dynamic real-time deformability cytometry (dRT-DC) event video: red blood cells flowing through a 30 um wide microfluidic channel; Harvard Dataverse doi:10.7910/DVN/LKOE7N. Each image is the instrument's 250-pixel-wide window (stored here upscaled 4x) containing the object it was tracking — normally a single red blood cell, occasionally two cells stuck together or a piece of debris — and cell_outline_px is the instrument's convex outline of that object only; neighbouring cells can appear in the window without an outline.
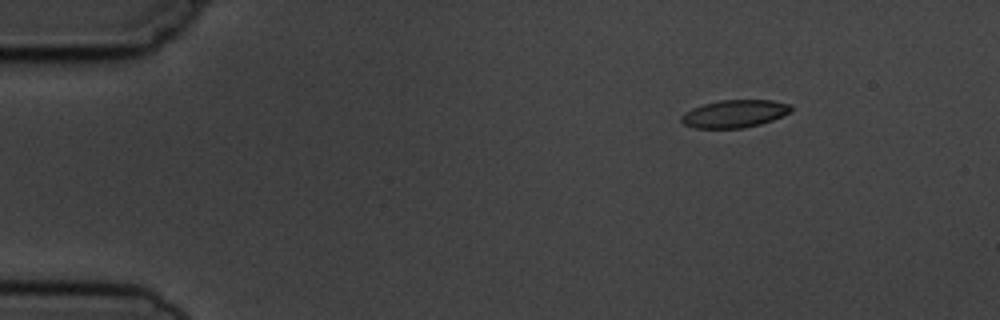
{"species": "common noctule bat (a hibernating species)", "species_latin": "Nyctalus noctula", "temperature_condition": "cold", "stored_images_in_passage": 5, "camera_frame_rate_fps": 3000, "um_per_image_px": 0.085, "animal": {"sex": "male", "body_mass_g": 19.5, "forearm_length_mm": 54.6}, "frame": {"image": 1, "passage_image": 2, "time_ms": 1.333, "image_size_px": [1000, 320], "cell_outline_px": [[792, 112], [772, 120], [760, 124], [744, 128], [696, 128], [684, 124], [680, 120], [680, 116], [684, 112], [692, 108], [704, 104], [720, 100], [772, 100], [792, 104]], "centroid_in_image_um": [62.45, 9.66], "position_along_channel_um": 22.5, "area_um2": 17.8}}